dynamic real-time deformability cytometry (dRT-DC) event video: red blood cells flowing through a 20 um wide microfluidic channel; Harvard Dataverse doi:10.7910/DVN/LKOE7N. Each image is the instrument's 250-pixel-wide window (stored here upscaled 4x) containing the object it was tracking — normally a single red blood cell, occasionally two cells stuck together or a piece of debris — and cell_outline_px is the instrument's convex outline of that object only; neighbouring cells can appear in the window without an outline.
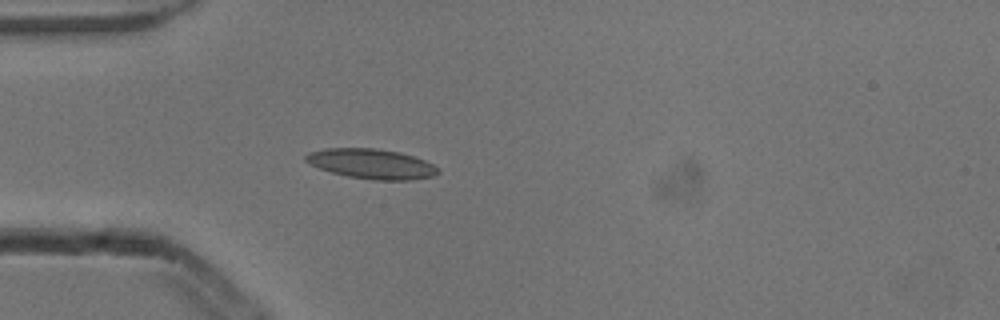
{"species": "common noctule bat (a hibernating species)", "species_latin": "Nyctalus noctula", "temperature_condition": "cold", "stored_images_in_passage": 2, "camera_frame_rate_fps": 3000, "um_per_image_px": 0.085, "animal": {"sex": "male", "body_mass_g": 13.3}, "frame": {"image": 1, "passage_image": 2, "time_ms": 0.333, "image_size_px": [1000, 320], "cell_outline_px": [[440, 172], [432, 176], [412, 180], [376, 180], [348, 176], [332, 172], [308, 164], [304, 160], [304, 156], [308, 152], [324, 148], [376, 148], [400, 152], [424, 160], [440, 168]], "centroid_in_image_um": [31.56, 13.92], "position_along_channel_um": 53.4, "area_um2": 23.12}}